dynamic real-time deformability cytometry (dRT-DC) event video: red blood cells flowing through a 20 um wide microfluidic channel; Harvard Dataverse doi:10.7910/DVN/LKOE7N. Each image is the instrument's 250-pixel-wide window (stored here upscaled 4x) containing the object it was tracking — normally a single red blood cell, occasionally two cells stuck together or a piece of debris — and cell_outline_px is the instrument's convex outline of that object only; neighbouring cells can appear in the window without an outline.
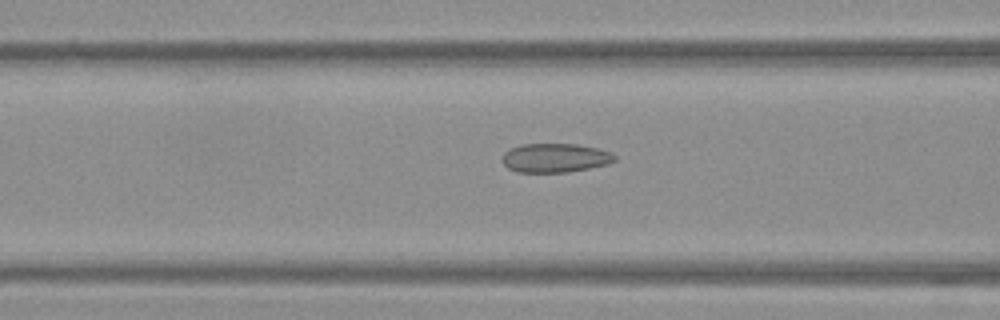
{"species": "Egyptian fruit bat (a non-hibernating species)", "species_latin": "Rousettus aegyptiacus", "temperature_condition": "warm", "stored_images_in_passage": 14, "camera_frame_rate_fps": 3000, "um_per_image_px": 0.085, "frame": {"image": 1, "passage_image": 12, "time_ms": 3.667, "image_size_px": [1000, 320], "cell_outline_px": [[616, 160], [608, 164], [568, 172], [516, 172], [508, 168], [500, 160], [504, 152], [508, 148], [520, 144], [576, 144], [596, 148], [612, 152], [616, 156]], "centroid_in_image_um": [47.15, 13.41], "position_along_channel_um": 119.5, "area_um2": 19.19}}